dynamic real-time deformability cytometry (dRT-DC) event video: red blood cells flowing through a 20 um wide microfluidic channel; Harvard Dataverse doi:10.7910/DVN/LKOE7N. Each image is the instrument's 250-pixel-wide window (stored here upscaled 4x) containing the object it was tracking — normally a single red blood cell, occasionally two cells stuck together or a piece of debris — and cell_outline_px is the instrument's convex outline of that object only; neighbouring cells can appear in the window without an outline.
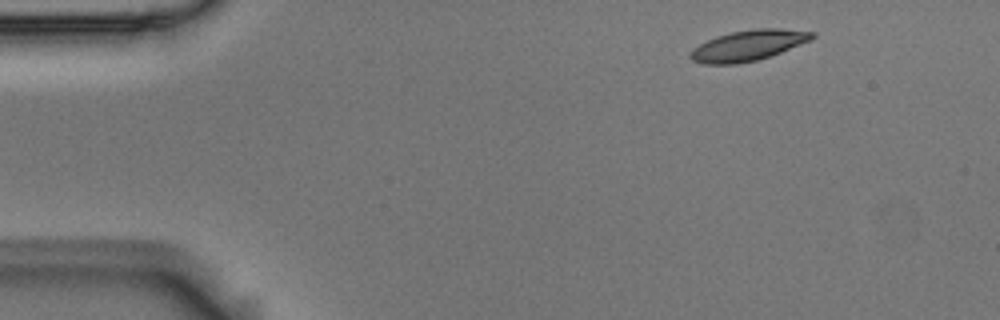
{"species": "Egyptian fruit bat (a non-hibernating species)", "species_latin": "Rousettus aegyptiacus", "temperature_condition": "room temperature", "stored_images_in_passage": 7, "camera_frame_rate_fps": 3000, "um_per_image_px": 0.085, "animal": {"sex": "male"}, "frame": {"image": 1, "passage_image": 1, "time_ms": 0.0, "image_size_px": [1000, 320], "cell_outline_px": [[816, 36], [812, 40], [780, 52], [756, 60], [736, 64], [704, 64], [692, 60], [688, 56], [692, 48], [716, 36], [732, 32], [752, 28], [780, 28], [816, 32]], "centroid_in_image_um": [63.61, 3.85], "position_along_channel_um": 21.4, "area_um2": 21.73}}
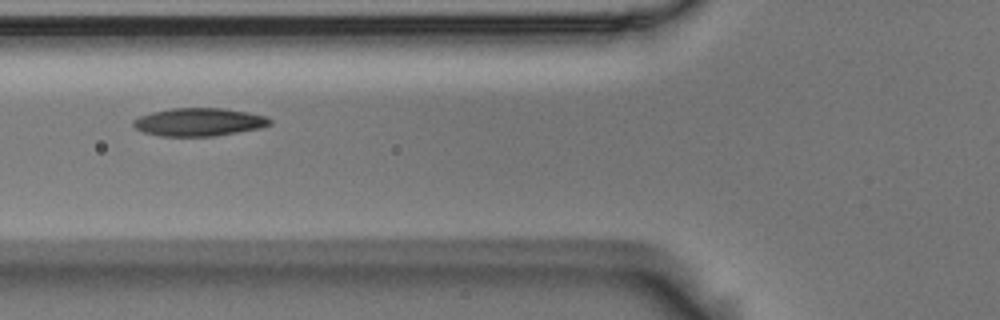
{"frame": {"image": 2, "passage_image": 5, "time_ms": 1.333, "image_size_px": [1000, 320], "cell_outline_px": [[272, 124], [260, 128], [216, 136], [160, 136], [144, 132], [136, 128], [132, 124], [132, 120], [140, 116], [152, 112], [172, 108], [224, 108], [248, 112], [268, 116], [272, 120]], "centroid_in_image_um": [16.94, 10.37], "position_along_channel_um": 108.9, "area_um2": 22.43}}
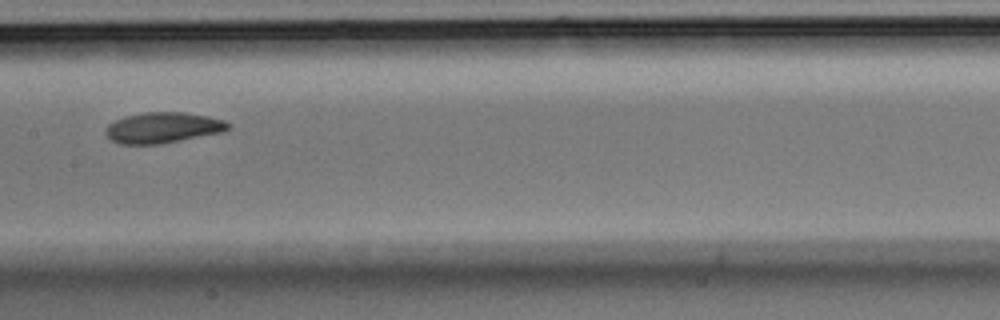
{"frame": {"image": 3, "passage_image": 7, "time_ms": 2.0, "image_size_px": [1000, 320], "cell_outline_px": [[232, 124], [224, 132], [160, 144], [120, 144], [112, 140], [104, 132], [108, 124], [124, 116], [144, 112], [184, 112], [208, 116], [224, 120]], "centroid_in_image_um": [13.86, 10.85], "position_along_channel_um": 193.5, "area_um2": 22.02}}